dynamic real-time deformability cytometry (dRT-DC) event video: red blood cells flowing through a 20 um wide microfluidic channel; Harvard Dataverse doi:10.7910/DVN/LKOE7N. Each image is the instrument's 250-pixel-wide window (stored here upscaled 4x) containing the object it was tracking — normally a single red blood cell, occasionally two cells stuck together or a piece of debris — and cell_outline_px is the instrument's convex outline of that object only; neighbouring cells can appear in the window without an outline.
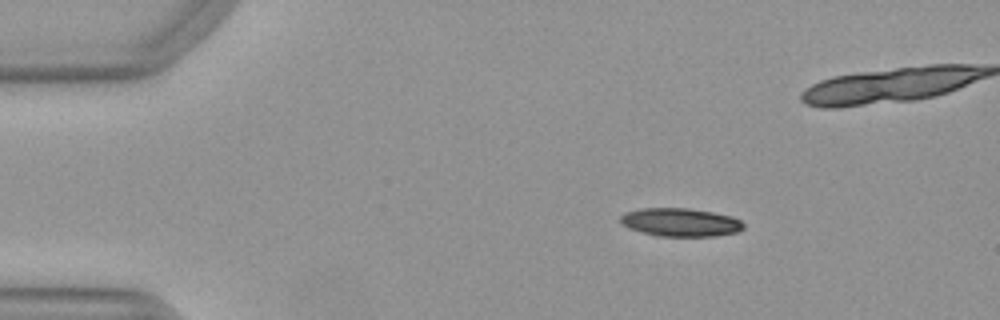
{"species": "Egyptian fruit bat (a non-hibernating species)", "species_latin": "Rousettus aegyptiacus", "temperature_condition": "warm", "stored_images_in_passage": 52, "camera_frame_rate_fps": 3000, "um_per_image_px": 0.085, "animal": {"sex": "female"}, "frame": {"image": 1, "passage_image": 9, "time_ms": 2.667, "image_size_px": [1000, 320], "cell_outline_px": [[744, 228], [736, 232], [716, 236], [656, 236], [628, 228], [620, 220], [620, 216], [624, 212], [640, 208], [688, 208], [712, 212], [732, 216], [740, 220], [744, 224]], "centroid_in_image_um": [57.83, 18.89], "position_along_channel_um": 27.2, "area_um2": 20.35}}
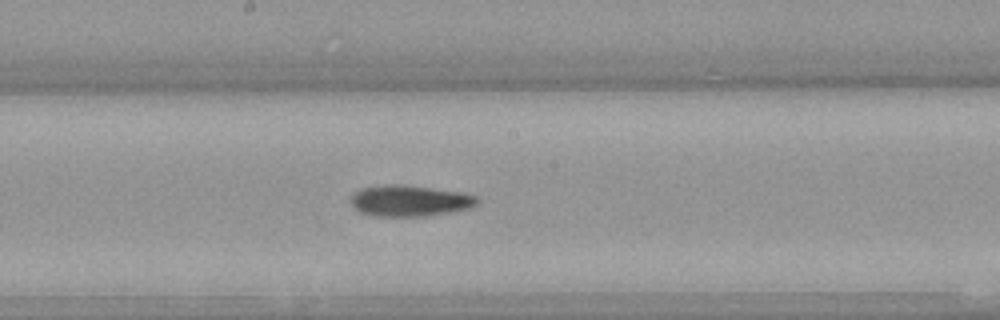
{"frame": {"image": 2, "passage_image": 28, "time_ms": 9.0, "image_size_px": [1000, 320], "cell_outline_px": [[480, 200], [476, 204], [468, 208], [448, 212], [424, 216], [372, 216], [360, 212], [352, 204], [352, 192], [360, 188], [384, 184], [404, 184], [464, 192], [476, 196]], "centroid_in_image_um": [34.81, 17.04], "position_along_channel_um": 213.4, "area_um2": 23.06}}
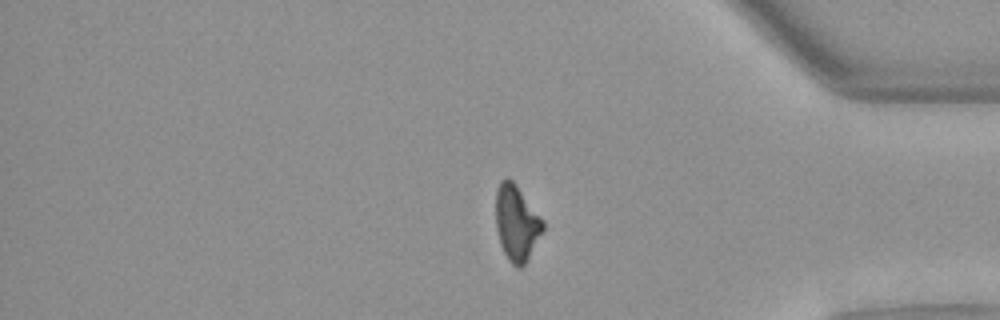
{"frame": {"image": 3, "passage_image": 43, "time_ms": 14.0, "image_size_px": [1000, 320], "cell_outline_px": [[544, 232], [524, 264], [520, 268], [516, 268], [508, 260], [500, 244], [496, 228], [496, 188], [500, 180], [504, 176], [508, 176], [516, 184], [544, 220]], "centroid_in_image_um": [43.91, 18.92], "position_along_channel_um": 391.3, "area_um2": 21.1}, "authors_computed_cell_mechanics": {"area_um2": 21.4149, "velocity_mm_per_s": 4.0048, "shape_relaxation_time_tau1_ms": 10.0904, "shape_relaxation_time_tau2_ms": null, "deformation_change_tau1": 0.2921, "deformation_change_tau2": null}}